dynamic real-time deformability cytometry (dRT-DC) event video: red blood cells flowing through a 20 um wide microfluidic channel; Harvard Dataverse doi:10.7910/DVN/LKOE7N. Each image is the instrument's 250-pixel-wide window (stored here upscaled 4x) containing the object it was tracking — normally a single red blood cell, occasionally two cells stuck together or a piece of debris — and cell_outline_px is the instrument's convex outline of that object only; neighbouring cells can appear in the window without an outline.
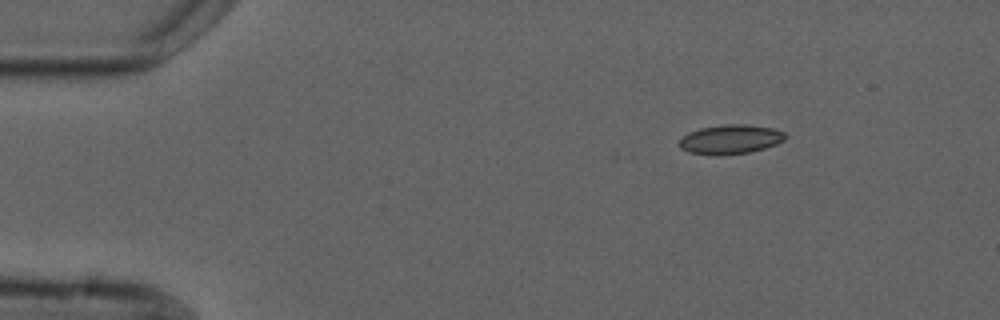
{"species": "common noctule bat (a hibernating species)", "species_latin": "Nyctalus noctula", "temperature_condition": "cold", "stored_images_in_passage": 6, "camera_frame_rate_fps": 3000, "um_per_image_px": 0.085, "animal": {"sex": "male", "forearm_length_mm": 52.5}, "frame": {"image": 1, "passage_image": 2, "time_ms": 1.333, "image_size_px": [1000, 320], "cell_outline_px": [[788, 136], [784, 140], [776, 144], [764, 148], [748, 152], [716, 156], [688, 152], [680, 148], [680, 140], [688, 132], [700, 128], [724, 124], [744, 124], [772, 128], [784, 132]], "centroid_in_image_um": [62.08, 11.84], "position_along_channel_um": 22.9, "area_um2": 18.09}}
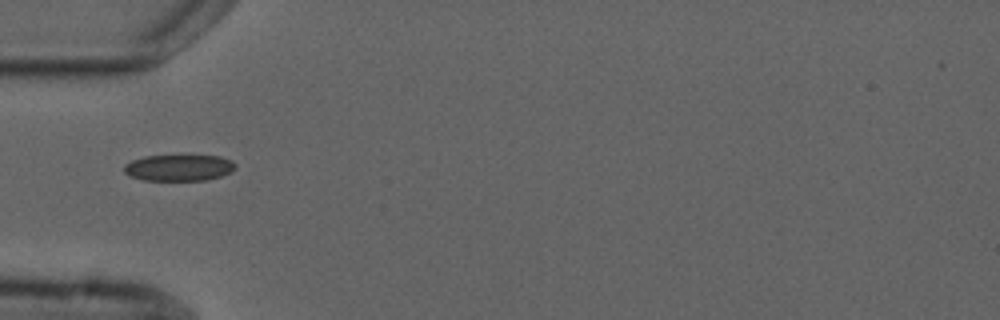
{"frame": {"image": 2, "passage_image": 5, "time_ms": 4.667, "image_size_px": [1000, 320], "cell_outline_px": [[236, 168], [232, 172], [220, 176], [204, 180], [144, 180], [132, 176], [124, 172], [124, 164], [132, 160], [144, 156], [220, 156], [232, 160], [236, 164]], "centroid_in_image_um": [15.23, 14.25], "position_along_channel_um": 69.8, "area_um2": 16.99}}
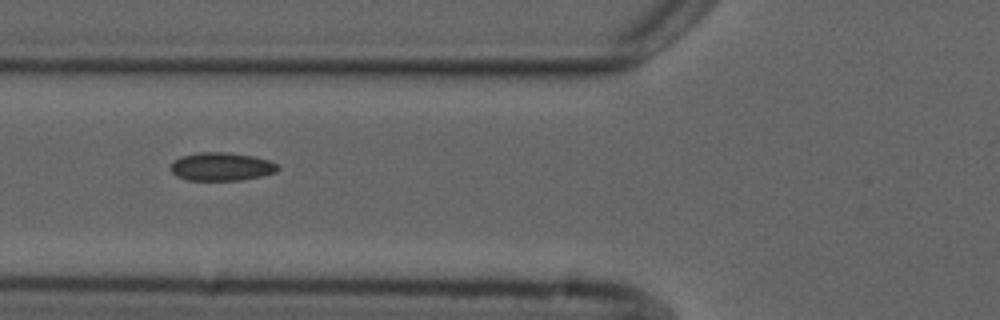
{"frame": {"image": 3, "passage_image": 6, "time_ms": 5.667, "image_size_px": [1000, 320], "cell_outline_px": [[280, 168], [276, 172], [260, 176], [240, 180], [188, 180], [176, 176], [168, 168], [180, 156], [200, 152], [224, 152], [252, 156], [268, 160], [280, 164]], "centroid_in_image_um": [18.82, 14.16], "position_along_channel_um": 107.0, "area_um2": 17.63}}